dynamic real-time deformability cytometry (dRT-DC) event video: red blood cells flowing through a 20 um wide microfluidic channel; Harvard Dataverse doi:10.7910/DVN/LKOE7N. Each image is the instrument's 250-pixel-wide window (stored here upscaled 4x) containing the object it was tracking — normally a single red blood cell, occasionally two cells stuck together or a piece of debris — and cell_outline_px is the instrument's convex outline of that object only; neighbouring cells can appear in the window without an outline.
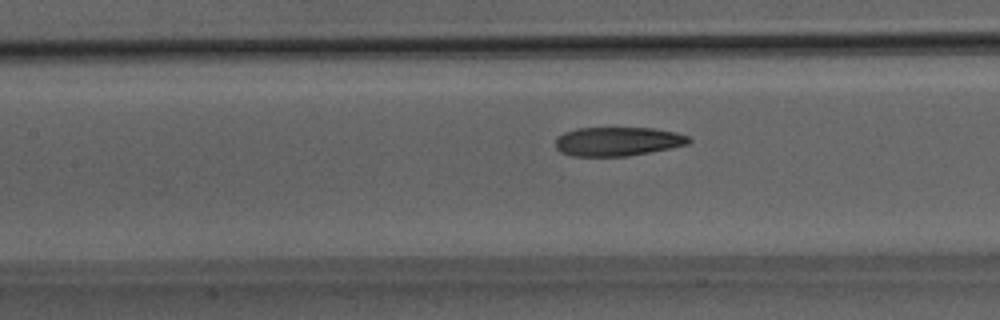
{"species": "Egyptian fruit bat (a non-hibernating species)", "species_latin": "Rousettus aegyptiacus", "temperature_condition": "room temperature", "stored_images_in_passage": 46, "camera_frame_rate_fps": 3000, "um_per_image_px": 0.085, "animal": {"sex": "male"}, "frame": {"image": 1, "passage_image": 19, "time_ms": 6.0, "image_size_px": [1000, 320], "cell_outline_px": [[692, 140], [688, 144], [672, 148], [628, 156], [572, 156], [560, 152], [556, 148], [556, 136], [564, 132], [576, 128], [656, 128], [676, 132], [688, 136]], "centroid_in_image_um": [52.5, 12.02], "position_along_channel_um": 154.9, "area_um2": 22.72}}
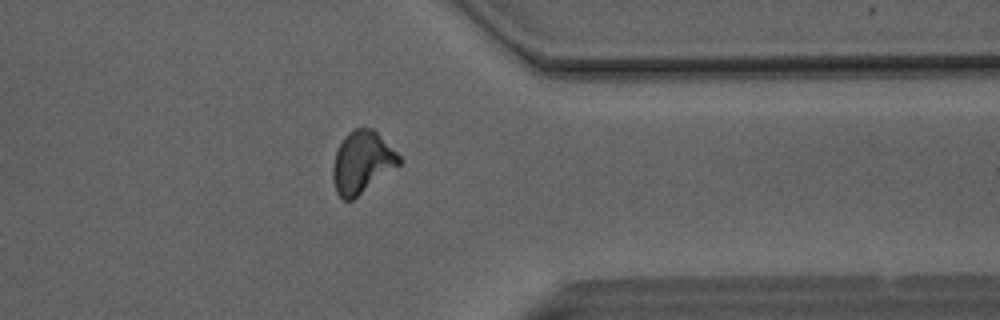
{"frame": {"image": 2, "passage_image": 36, "time_ms": 11.667, "image_size_px": [1000, 320], "cell_outline_px": [[400, 164], [352, 200], [344, 200], [336, 192], [332, 176], [332, 168], [336, 152], [344, 136], [348, 132], [356, 128], [372, 128], [400, 156]], "centroid_in_image_um": [30.74, 13.79], "position_along_channel_um": 380.7, "area_um2": 23.47}}
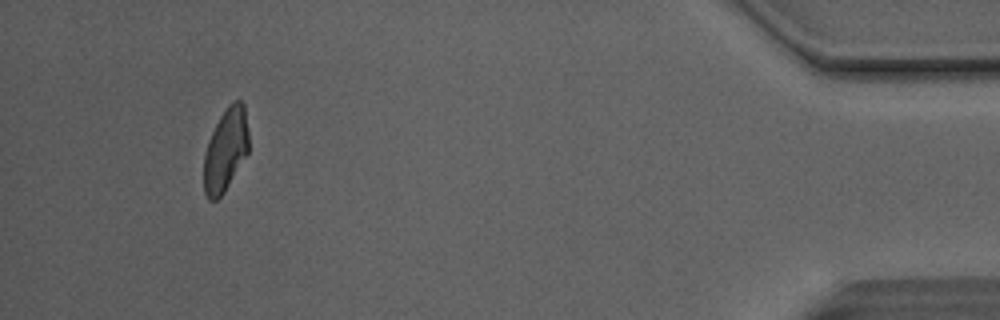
{"frame": {"image": 3, "passage_image": 43, "time_ms": 14.0, "image_size_px": [1000, 320], "cell_outline_px": [[248, 152], [224, 192], [216, 200], [208, 200], [204, 192], [204, 152], [208, 140], [220, 116], [228, 104], [232, 100], [240, 100], [244, 104], [248, 132]], "centroid_in_image_um": [19.17, 12.72], "position_along_channel_um": 416.0, "area_um2": 21.62}, "authors_computed_cell_mechanics": {"area_um2": 23.5246, "velocity_mm_per_s": 4.1272, "shape_relaxation_time_tau1_ms": 5.0613, "shape_relaxation_time_tau2_ms": 2.6387, "deformation_change_tau1": 0.1654, "deformation_change_tau2": 0.0986}}